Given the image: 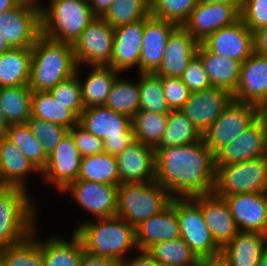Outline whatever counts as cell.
Masks as SVG:
<instances>
[{
	"mask_svg": "<svg viewBox=\"0 0 267 266\" xmlns=\"http://www.w3.org/2000/svg\"><path fill=\"white\" fill-rule=\"evenodd\" d=\"M155 181L173 198H191L214 192V154L203 139L183 145L155 149Z\"/></svg>",
	"mask_w": 267,
	"mask_h": 266,
	"instance_id": "6da1fadb",
	"label": "cell"
},
{
	"mask_svg": "<svg viewBox=\"0 0 267 266\" xmlns=\"http://www.w3.org/2000/svg\"><path fill=\"white\" fill-rule=\"evenodd\" d=\"M74 232L80 237L85 252L123 262L131 250L138 251L135 227L121 217L113 216L82 221Z\"/></svg>",
	"mask_w": 267,
	"mask_h": 266,
	"instance_id": "7a4b0ae2",
	"label": "cell"
},
{
	"mask_svg": "<svg viewBox=\"0 0 267 266\" xmlns=\"http://www.w3.org/2000/svg\"><path fill=\"white\" fill-rule=\"evenodd\" d=\"M77 64L73 45L40 36L31 48L29 88L50 91L57 84L75 74Z\"/></svg>",
	"mask_w": 267,
	"mask_h": 266,
	"instance_id": "3957f363",
	"label": "cell"
},
{
	"mask_svg": "<svg viewBox=\"0 0 267 266\" xmlns=\"http://www.w3.org/2000/svg\"><path fill=\"white\" fill-rule=\"evenodd\" d=\"M41 5V35L74 44L81 32L96 18L89 0H49Z\"/></svg>",
	"mask_w": 267,
	"mask_h": 266,
	"instance_id": "277c9868",
	"label": "cell"
},
{
	"mask_svg": "<svg viewBox=\"0 0 267 266\" xmlns=\"http://www.w3.org/2000/svg\"><path fill=\"white\" fill-rule=\"evenodd\" d=\"M30 191L0 188V249L24 241L38 224L36 204Z\"/></svg>",
	"mask_w": 267,
	"mask_h": 266,
	"instance_id": "5b68a950",
	"label": "cell"
},
{
	"mask_svg": "<svg viewBox=\"0 0 267 266\" xmlns=\"http://www.w3.org/2000/svg\"><path fill=\"white\" fill-rule=\"evenodd\" d=\"M172 198L156 181L119 184L116 216L136 227L142 221L163 211Z\"/></svg>",
	"mask_w": 267,
	"mask_h": 266,
	"instance_id": "8992f818",
	"label": "cell"
},
{
	"mask_svg": "<svg viewBox=\"0 0 267 266\" xmlns=\"http://www.w3.org/2000/svg\"><path fill=\"white\" fill-rule=\"evenodd\" d=\"M215 167L214 193L220 197L267 192V156Z\"/></svg>",
	"mask_w": 267,
	"mask_h": 266,
	"instance_id": "52a82bcc",
	"label": "cell"
},
{
	"mask_svg": "<svg viewBox=\"0 0 267 266\" xmlns=\"http://www.w3.org/2000/svg\"><path fill=\"white\" fill-rule=\"evenodd\" d=\"M258 116L257 105L232 99L217 120L202 134V139L215 154L246 130Z\"/></svg>",
	"mask_w": 267,
	"mask_h": 266,
	"instance_id": "ba28073f",
	"label": "cell"
},
{
	"mask_svg": "<svg viewBox=\"0 0 267 266\" xmlns=\"http://www.w3.org/2000/svg\"><path fill=\"white\" fill-rule=\"evenodd\" d=\"M172 206L178 216L180 237L198 258L221 253L205 223L201 207L192 198H172Z\"/></svg>",
	"mask_w": 267,
	"mask_h": 266,
	"instance_id": "9c48e42d",
	"label": "cell"
},
{
	"mask_svg": "<svg viewBox=\"0 0 267 266\" xmlns=\"http://www.w3.org/2000/svg\"><path fill=\"white\" fill-rule=\"evenodd\" d=\"M0 33L11 48H32L41 36V3L20 2L0 13Z\"/></svg>",
	"mask_w": 267,
	"mask_h": 266,
	"instance_id": "30bf717a",
	"label": "cell"
},
{
	"mask_svg": "<svg viewBox=\"0 0 267 266\" xmlns=\"http://www.w3.org/2000/svg\"><path fill=\"white\" fill-rule=\"evenodd\" d=\"M114 43V28L96 17L73 44L77 66H110Z\"/></svg>",
	"mask_w": 267,
	"mask_h": 266,
	"instance_id": "8fae6325",
	"label": "cell"
},
{
	"mask_svg": "<svg viewBox=\"0 0 267 266\" xmlns=\"http://www.w3.org/2000/svg\"><path fill=\"white\" fill-rule=\"evenodd\" d=\"M241 4L199 1L183 28L202 43L210 34L240 19Z\"/></svg>",
	"mask_w": 267,
	"mask_h": 266,
	"instance_id": "7c38bea8",
	"label": "cell"
},
{
	"mask_svg": "<svg viewBox=\"0 0 267 266\" xmlns=\"http://www.w3.org/2000/svg\"><path fill=\"white\" fill-rule=\"evenodd\" d=\"M69 192L78 206L96 219L116 216L118 185L75 180L61 193Z\"/></svg>",
	"mask_w": 267,
	"mask_h": 266,
	"instance_id": "4fadbf2b",
	"label": "cell"
},
{
	"mask_svg": "<svg viewBox=\"0 0 267 266\" xmlns=\"http://www.w3.org/2000/svg\"><path fill=\"white\" fill-rule=\"evenodd\" d=\"M82 156L72 135L68 132L60 144L48 156L46 167L41 171L44 183L55 186L62 192L69 184L77 180Z\"/></svg>",
	"mask_w": 267,
	"mask_h": 266,
	"instance_id": "5bb4252c",
	"label": "cell"
},
{
	"mask_svg": "<svg viewBox=\"0 0 267 266\" xmlns=\"http://www.w3.org/2000/svg\"><path fill=\"white\" fill-rule=\"evenodd\" d=\"M267 156L265 125L258 116L238 137L214 154L215 166H226Z\"/></svg>",
	"mask_w": 267,
	"mask_h": 266,
	"instance_id": "9a60e30c",
	"label": "cell"
},
{
	"mask_svg": "<svg viewBox=\"0 0 267 266\" xmlns=\"http://www.w3.org/2000/svg\"><path fill=\"white\" fill-rule=\"evenodd\" d=\"M233 95L221 88L191 92L180 111L203 134L232 101Z\"/></svg>",
	"mask_w": 267,
	"mask_h": 266,
	"instance_id": "2e32d148",
	"label": "cell"
},
{
	"mask_svg": "<svg viewBox=\"0 0 267 266\" xmlns=\"http://www.w3.org/2000/svg\"><path fill=\"white\" fill-rule=\"evenodd\" d=\"M202 44L212 53L244 63L254 51V33L239 19L210 34Z\"/></svg>",
	"mask_w": 267,
	"mask_h": 266,
	"instance_id": "e0dca14e",
	"label": "cell"
},
{
	"mask_svg": "<svg viewBox=\"0 0 267 266\" xmlns=\"http://www.w3.org/2000/svg\"><path fill=\"white\" fill-rule=\"evenodd\" d=\"M116 161L119 184L155 181V149L135 141L116 156Z\"/></svg>",
	"mask_w": 267,
	"mask_h": 266,
	"instance_id": "ac0fdd59",
	"label": "cell"
},
{
	"mask_svg": "<svg viewBox=\"0 0 267 266\" xmlns=\"http://www.w3.org/2000/svg\"><path fill=\"white\" fill-rule=\"evenodd\" d=\"M191 198L201 207L205 223L214 241L222 249L240 231L227 201L214 192Z\"/></svg>",
	"mask_w": 267,
	"mask_h": 266,
	"instance_id": "d6986e66",
	"label": "cell"
},
{
	"mask_svg": "<svg viewBox=\"0 0 267 266\" xmlns=\"http://www.w3.org/2000/svg\"><path fill=\"white\" fill-rule=\"evenodd\" d=\"M233 99L259 108L267 105V55L254 52L242 63Z\"/></svg>",
	"mask_w": 267,
	"mask_h": 266,
	"instance_id": "ffe728a7",
	"label": "cell"
},
{
	"mask_svg": "<svg viewBox=\"0 0 267 266\" xmlns=\"http://www.w3.org/2000/svg\"><path fill=\"white\" fill-rule=\"evenodd\" d=\"M240 231H256L267 235V192L225 196Z\"/></svg>",
	"mask_w": 267,
	"mask_h": 266,
	"instance_id": "44dd1931",
	"label": "cell"
},
{
	"mask_svg": "<svg viewBox=\"0 0 267 266\" xmlns=\"http://www.w3.org/2000/svg\"><path fill=\"white\" fill-rule=\"evenodd\" d=\"M145 19L114 28L113 53L110 67L120 73L139 69Z\"/></svg>",
	"mask_w": 267,
	"mask_h": 266,
	"instance_id": "7402d4cb",
	"label": "cell"
},
{
	"mask_svg": "<svg viewBox=\"0 0 267 266\" xmlns=\"http://www.w3.org/2000/svg\"><path fill=\"white\" fill-rule=\"evenodd\" d=\"M199 44L182 26H177L167 39L164 56L154 74L180 78L196 55Z\"/></svg>",
	"mask_w": 267,
	"mask_h": 266,
	"instance_id": "603a6c76",
	"label": "cell"
},
{
	"mask_svg": "<svg viewBox=\"0 0 267 266\" xmlns=\"http://www.w3.org/2000/svg\"><path fill=\"white\" fill-rule=\"evenodd\" d=\"M177 27L151 14L145 18L138 73H154L161 64L169 35Z\"/></svg>",
	"mask_w": 267,
	"mask_h": 266,
	"instance_id": "cb8c5ba5",
	"label": "cell"
},
{
	"mask_svg": "<svg viewBox=\"0 0 267 266\" xmlns=\"http://www.w3.org/2000/svg\"><path fill=\"white\" fill-rule=\"evenodd\" d=\"M79 124L102 140L107 137L126 136L131 130V118L123 113L101 106L84 108Z\"/></svg>",
	"mask_w": 267,
	"mask_h": 266,
	"instance_id": "d4e9b609",
	"label": "cell"
},
{
	"mask_svg": "<svg viewBox=\"0 0 267 266\" xmlns=\"http://www.w3.org/2000/svg\"><path fill=\"white\" fill-rule=\"evenodd\" d=\"M135 234L138 250H147L158 242L179 238V221L172 200L163 211L137 225Z\"/></svg>",
	"mask_w": 267,
	"mask_h": 266,
	"instance_id": "484cf974",
	"label": "cell"
},
{
	"mask_svg": "<svg viewBox=\"0 0 267 266\" xmlns=\"http://www.w3.org/2000/svg\"><path fill=\"white\" fill-rule=\"evenodd\" d=\"M41 172L5 136L0 138V182L2 186L20 187L29 191L30 174Z\"/></svg>",
	"mask_w": 267,
	"mask_h": 266,
	"instance_id": "4316f807",
	"label": "cell"
},
{
	"mask_svg": "<svg viewBox=\"0 0 267 266\" xmlns=\"http://www.w3.org/2000/svg\"><path fill=\"white\" fill-rule=\"evenodd\" d=\"M196 55L201 59L212 87L227 90L233 95L239 82L242 63L212 53L202 43L199 44Z\"/></svg>",
	"mask_w": 267,
	"mask_h": 266,
	"instance_id": "83f0119b",
	"label": "cell"
},
{
	"mask_svg": "<svg viewBox=\"0 0 267 266\" xmlns=\"http://www.w3.org/2000/svg\"><path fill=\"white\" fill-rule=\"evenodd\" d=\"M267 248V235L256 231L239 233L222 249L230 266H257Z\"/></svg>",
	"mask_w": 267,
	"mask_h": 266,
	"instance_id": "f1b7e54d",
	"label": "cell"
},
{
	"mask_svg": "<svg viewBox=\"0 0 267 266\" xmlns=\"http://www.w3.org/2000/svg\"><path fill=\"white\" fill-rule=\"evenodd\" d=\"M69 241L62 237L50 235L45 241L41 239L43 266H79L85 252L80 237L73 231Z\"/></svg>",
	"mask_w": 267,
	"mask_h": 266,
	"instance_id": "f546056e",
	"label": "cell"
},
{
	"mask_svg": "<svg viewBox=\"0 0 267 266\" xmlns=\"http://www.w3.org/2000/svg\"><path fill=\"white\" fill-rule=\"evenodd\" d=\"M89 68L91 70L84 81L79 76V73L82 74L80 66H77L75 71L81 87L84 108L105 105L111 86L120 74L110 66H89Z\"/></svg>",
	"mask_w": 267,
	"mask_h": 266,
	"instance_id": "4dcf8cb0",
	"label": "cell"
},
{
	"mask_svg": "<svg viewBox=\"0 0 267 266\" xmlns=\"http://www.w3.org/2000/svg\"><path fill=\"white\" fill-rule=\"evenodd\" d=\"M31 48H10L0 55V88L29 85Z\"/></svg>",
	"mask_w": 267,
	"mask_h": 266,
	"instance_id": "1f68e13d",
	"label": "cell"
},
{
	"mask_svg": "<svg viewBox=\"0 0 267 266\" xmlns=\"http://www.w3.org/2000/svg\"><path fill=\"white\" fill-rule=\"evenodd\" d=\"M31 116L59 124L70 130L79 123V117L65 105L56 101L49 91L32 93Z\"/></svg>",
	"mask_w": 267,
	"mask_h": 266,
	"instance_id": "d6a6232c",
	"label": "cell"
},
{
	"mask_svg": "<svg viewBox=\"0 0 267 266\" xmlns=\"http://www.w3.org/2000/svg\"><path fill=\"white\" fill-rule=\"evenodd\" d=\"M33 91L28 85L0 88L1 108L9 123H26L31 117Z\"/></svg>",
	"mask_w": 267,
	"mask_h": 266,
	"instance_id": "836d02e7",
	"label": "cell"
},
{
	"mask_svg": "<svg viewBox=\"0 0 267 266\" xmlns=\"http://www.w3.org/2000/svg\"><path fill=\"white\" fill-rule=\"evenodd\" d=\"M134 81V82H133ZM105 106L130 118L140 110L139 76L137 80L117 76Z\"/></svg>",
	"mask_w": 267,
	"mask_h": 266,
	"instance_id": "e575fe53",
	"label": "cell"
},
{
	"mask_svg": "<svg viewBox=\"0 0 267 266\" xmlns=\"http://www.w3.org/2000/svg\"><path fill=\"white\" fill-rule=\"evenodd\" d=\"M147 251L159 266H197L199 260L181 237L158 242Z\"/></svg>",
	"mask_w": 267,
	"mask_h": 266,
	"instance_id": "d590c367",
	"label": "cell"
},
{
	"mask_svg": "<svg viewBox=\"0 0 267 266\" xmlns=\"http://www.w3.org/2000/svg\"><path fill=\"white\" fill-rule=\"evenodd\" d=\"M169 114L139 110L131 117L135 140L153 149L161 142Z\"/></svg>",
	"mask_w": 267,
	"mask_h": 266,
	"instance_id": "8d00e7d4",
	"label": "cell"
},
{
	"mask_svg": "<svg viewBox=\"0 0 267 266\" xmlns=\"http://www.w3.org/2000/svg\"><path fill=\"white\" fill-rule=\"evenodd\" d=\"M77 179L119 185L116 157L106 152L83 157Z\"/></svg>",
	"mask_w": 267,
	"mask_h": 266,
	"instance_id": "74e56055",
	"label": "cell"
},
{
	"mask_svg": "<svg viewBox=\"0 0 267 266\" xmlns=\"http://www.w3.org/2000/svg\"><path fill=\"white\" fill-rule=\"evenodd\" d=\"M38 225L24 241L0 249L5 266H43L41 239H37Z\"/></svg>",
	"mask_w": 267,
	"mask_h": 266,
	"instance_id": "f35d334b",
	"label": "cell"
},
{
	"mask_svg": "<svg viewBox=\"0 0 267 266\" xmlns=\"http://www.w3.org/2000/svg\"><path fill=\"white\" fill-rule=\"evenodd\" d=\"M41 172L47 164L48 156L41 142L31 132L27 123L11 124L5 136Z\"/></svg>",
	"mask_w": 267,
	"mask_h": 266,
	"instance_id": "ab89813d",
	"label": "cell"
},
{
	"mask_svg": "<svg viewBox=\"0 0 267 266\" xmlns=\"http://www.w3.org/2000/svg\"><path fill=\"white\" fill-rule=\"evenodd\" d=\"M201 139L202 134L180 110H171L158 147L183 146Z\"/></svg>",
	"mask_w": 267,
	"mask_h": 266,
	"instance_id": "60d3db41",
	"label": "cell"
},
{
	"mask_svg": "<svg viewBox=\"0 0 267 266\" xmlns=\"http://www.w3.org/2000/svg\"><path fill=\"white\" fill-rule=\"evenodd\" d=\"M150 15V0H114L102 17L112 28L143 20Z\"/></svg>",
	"mask_w": 267,
	"mask_h": 266,
	"instance_id": "b9f144b4",
	"label": "cell"
},
{
	"mask_svg": "<svg viewBox=\"0 0 267 266\" xmlns=\"http://www.w3.org/2000/svg\"><path fill=\"white\" fill-rule=\"evenodd\" d=\"M140 110L169 114L171 111L164 96L161 77L154 73H138Z\"/></svg>",
	"mask_w": 267,
	"mask_h": 266,
	"instance_id": "7bdbcfd3",
	"label": "cell"
},
{
	"mask_svg": "<svg viewBox=\"0 0 267 266\" xmlns=\"http://www.w3.org/2000/svg\"><path fill=\"white\" fill-rule=\"evenodd\" d=\"M198 2L199 0H150V14L183 26Z\"/></svg>",
	"mask_w": 267,
	"mask_h": 266,
	"instance_id": "ee69618b",
	"label": "cell"
},
{
	"mask_svg": "<svg viewBox=\"0 0 267 266\" xmlns=\"http://www.w3.org/2000/svg\"><path fill=\"white\" fill-rule=\"evenodd\" d=\"M31 132L41 142L43 150L49 156L69 132L59 124L51 123L31 116L26 122Z\"/></svg>",
	"mask_w": 267,
	"mask_h": 266,
	"instance_id": "f6af8a7d",
	"label": "cell"
},
{
	"mask_svg": "<svg viewBox=\"0 0 267 266\" xmlns=\"http://www.w3.org/2000/svg\"><path fill=\"white\" fill-rule=\"evenodd\" d=\"M56 101L65 105V108L73 111L78 117L84 110V105L81 98V87L77 74L63 80L50 91Z\"/></svg>",
	"mask_w": 267,
	"mask_h": 266,
	"instance_id": "bcb514c9",
	"label": "cell"
},
{
	"mask_svg": "<svg viewBox=\"0 0 267 266\" xmlns=\"http://www.w3.org/2000/svg\"><path fill=\"white\" fill-rule=\"evenodd\" d=\"M240 19L253 33L267 26V0H241Z\"/></svg>",
	"mask_w": 267,
	"mask_h": 266,
	"instance_id": "7dc6e473",
	"label": "cell"
},
{
	"mask_svg": "<svg viewBox=\"0 0 267 266\" xmlns=\"http://www.w3.org/2000/svg\"><path fill=\"white\" fill-rule=\"evenodd\" d=\"M161 84L170 110H180L190 97L189 88L179 77H161Z\"/></svg>",
	"mask_w": 267,
	"mask_h": 266,
	"instance_id": "c3c4849f",
	"label": "cell"
},
{
	"mask_svg": "<svg viewBox=\"0 0 267 266\" xmlns=\"http://www.w3.org/2000/svg\"><path fill=\"white\" fill-rule=\"evenodd\" d=\"M69 133L72 135L82 158L105 152L103 140L88 132L79 123L74 125Z\"/></svg>",
	"mask_w": 267,
	"mask_h": 266,
	"instance_id": "681fc988",
	"label": "cell"
},
{
	"mask_svg": "<svg viewBox=\"0 0 267 266\" xmlns=\"http://www.w3.org/2000/svg\"><path fill=\"white\" fill-rule=\"evenodd\" d=\"M180 78L191 92L212 88L208 74L197 55L191 59Z\"/></svg>",
	"mask_w": 267,
	"mask_h": 266,
	"instance_id": "f907efd6",
	"label": "cell"
},
{
	"mask_svg": "<svg viewBox=\"0 0 267 266\" xmlns=\"http://www.w3.org/2000/svg\"><path fill=\"white\" fill-rule=\"evenodd\" d=\"M135 141L133 129L126 136L107 137L103 140L104 151L116 157Z\"/></svg>",
	"mask_w": 267,
	"mask_h": 266,
	"instance_id": "816d5d0a",
	"label": "cell"
},
{
	"mask_svg": "<svg viewBox=\"0 0 267 266\" xmlns=\"http://www.w3.org/2000/svg\"><path fill=\"white\" fill-rule=\"evenodd\" d=\"M137 252L136 256L128 257L120 263V266H159L147 250H138Z\"/></svg>",
	"mask_w": 267,
	"mask_h": 266,
	"instance_id": "f5cc1de1",
	"label": "cell"
},
{
	"mask_svg": "<svg viewBox=\"0 0 267 266\" xmlns=\"http://www.w3.org/2000/svg\"><path fill=\"white\" fill-rule=\"evenodd\" d=\"M79 266H120V263L108 257L93 256L84 252Z\"/></svg>",
	"mask_w": 267,
	"mask_h": 266,
	"instance_id": "db71d44e",
	"label": "cell"
},
{
	"mask_svg": "<svg viewBox=\"0 0 267 266\" xmlns=\"http://www.w3.org/2000/svg\"><path fill=\"white\" fill-rule=\"evenodd\" d=\"M254 51L267 55V26L254 32Z\"/></svg>",
	"mask_w": 267,
	"mask_h": 266,
	"instance_id": "11a10c76",
	"label": "cell"
},
{
	"mask_svg": "<svg viewBox=\"0 0 267 266\" xmlns=\"http://www.w3.org/2000/svg\"><path fill=\"white\" fill-rule=\"evenodd\" d=\"M197 266H230V263L221 252L216 255L199 258Z\"/></svg>",
	"mask_w": 267,
	"mask_h": 266,
	"instance_id": "9f6ffc18",
	"label": "cell"
},
{
	"mask_svg": "<svg viewBox=\"0 0 267 266\" xmlns=\"http://www.w3.org/2000/svg\"><path fill=\"white\" fill-rule=\"evenodd\" d=\"M114 0H89L91 10L96 17L102 18Z\"/></svg>",
	"mask_w": 267,
	"mask_h": 266,
	"instance_id": "6f0895ef",
	"label": "cell"
},
{
	"mask_svg": "<svg viewBox=\"0 0 267 266\" xmlns=\"http://www.w3.org/2000/svg\"><path fill=\"white\" fill-rule=\"evenodd\" d=\"M19 3V0H0V13L12 10Z\"/></svg>",
	"mask_w": 267,
	"mask_h": 266,
	"instance_id": "680465c9",
	"label": "cell"
},
{
	"mask_svg": "<svg viewBox=\"0 0 267 266\" xmlns=\"http://www.w3.org/2000/svg\"><path fill=\"white\" fill-rule=\"evenodd\" d=\"M8 127H9V123L7 122L4 116V113L1 108V101H0V138L6 136Z\"/></svg>",
	"mask_w": 267,
	"mask_h": 266,
	"instance_id": "91938a15",
	"label": "cell"
},
{
	"mask_svg": "<svg viewBox=\"0 0 267 266\" xmlns=\"http://www.w3.org/2000/svg\"><path fill=\"white\" fill-rule=\"evenodd\" d=\"M259 116L262 119L264 125H265V130H266V141H267V105L262 106L259 108Z\"/></svg>",
	"mask_w": 267,
	"mask_h": 266,
	"instance_id": "94428289",
	"label": "cell"
},
{
	"mask_svg": "<svg viewBox=\"0 0 267 266\" xmlns=\"http://www.w3.org/2000/svg\"><path fill=\"white\" fill-rule=\"evenodd\" d=\"M209 3H229V4H241V0H199Z\"/></svg>",
	"mask_w": 267,
	"mask_h": 266,
	"instance_id": "6125c7cd",
	"label": "cell"
},
{
	"mask_svg": "<svg viewBox=\"0 0 267 266\" xmlns=\"http://www.w3.org/2000/svg\"><path fill=\"white\" fill-rule=\"evenodd\" d=\"M11 47L7 44L6 40L3 38V35L0 33V55L3 52H6L10 49Z\"/></svg>",
	"mask_w": 267,
	"mask_h": 266,
	"instance_id": "be15d7a7",
	"label": "cell"
},
{
	"mask_svg": "<svg viewBox=\"0 0 267 266\" xmlns=\"http://www.w3.org/2000/svg\"><path fill=\"white\" fill-rule=\"evenodd\" d=\"M257 266H267V248L263 251Z\"/></svg>",
	"mask_w": 267,
	"mask_h": 266,
	"instance_id": "e7e4bbea",
	"label": "cell"
},
{
	"mask_svg": "<svg viewBox=\"0 0 267 266\" xmlns=\"http://www.w3.org/2000/svg\"><path fill=\"white\" fill-rule=\"evenodd\" d=\"M20 2H25V3H41L40 0H19Z\"/></svg>",
	"mask_w": 267,
	"mask_h": 266,
	"instance_id": "03108f58",
	"label": "cell"
},
{
	"mask_svg": "<svg viewBox=\"0 0 267 266\" xmlns=\"http://www.w3.org/2000/svg\"><path fill=\"white\" fill-rule=\"evenodd\" d=\"M0 266H5L1 256H0Z\"/></svg>",
	"mask_w": 267,
	"mask_h": 266,
	"instance_id": "003e7915",
	"label": "cell"
}]
</instances>
